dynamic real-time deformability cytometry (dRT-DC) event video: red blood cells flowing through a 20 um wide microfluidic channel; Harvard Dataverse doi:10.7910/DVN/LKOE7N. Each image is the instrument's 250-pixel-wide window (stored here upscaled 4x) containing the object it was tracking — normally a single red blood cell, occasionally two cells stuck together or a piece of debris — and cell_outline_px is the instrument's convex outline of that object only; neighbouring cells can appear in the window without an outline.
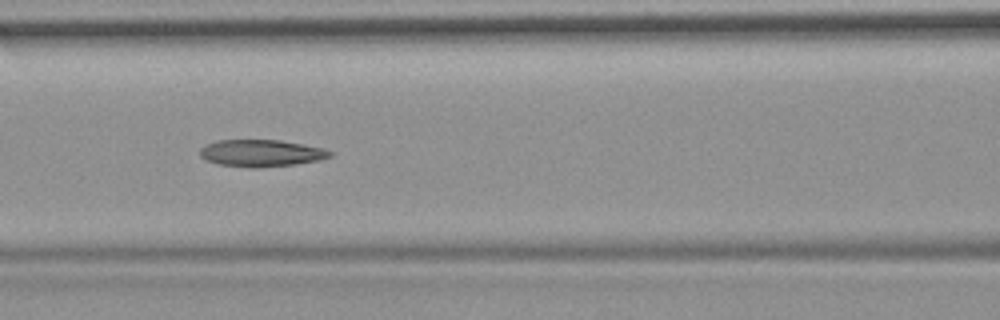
{"species": "common noctule bat (a hibernating species)", "species_latin": "Nyctalus noctula", "temperature_condition": "room temperature", "stored_images_in_passage": 11, "camera_frame_rate_fps": 3000, "um_per_image_px": 0.085, "animal": {"sex": "female", "body_mass_g": 19.9}, "frame": {"image": 1, "passage_image": 7, "time_ms": 7.667, "image_size_px": [1000, 320], "cell_outline_px": [[332, 156], [320, 160], [296, 164], [256, 168], [252, 168], [216, 164], [204, 160], [200, 156], [200, 148], [216, 140], [280, 140], [320, 148], [332, 152]], "centroid_in_image_um": [22.15, 13.03], "position_along_channel_um": 144.5, "area_um2": 20.4}}
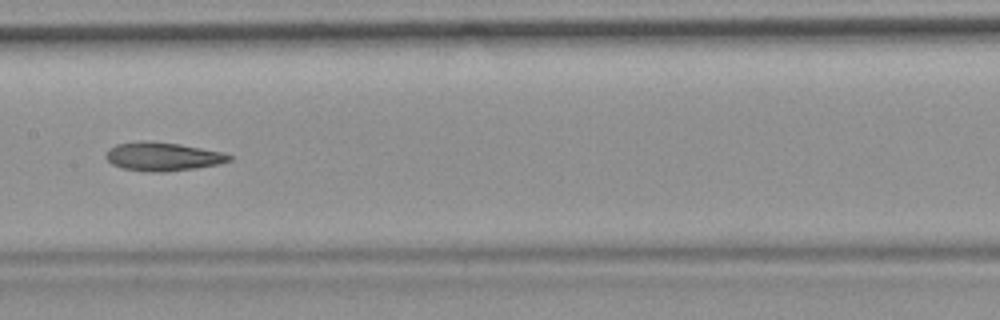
{"frame": {"image": 2, "passage_image": 8, "time_ms": 9.0, "image_size_px": [1000, 320], "cell_outline_px": [[232, 160], [220, 164], [196, 168], [164, 172], [148, 172], [124, 168], [112, 164], [104, 156], [108, 148], [116, 144], [144, 140], [148, 140], [180, 144], [220, 152], [232, 156]], "centroid_in_image_um": [13.8, 13.3], "position_along_channel_um": 193.6, "area_um2": 20.58}}